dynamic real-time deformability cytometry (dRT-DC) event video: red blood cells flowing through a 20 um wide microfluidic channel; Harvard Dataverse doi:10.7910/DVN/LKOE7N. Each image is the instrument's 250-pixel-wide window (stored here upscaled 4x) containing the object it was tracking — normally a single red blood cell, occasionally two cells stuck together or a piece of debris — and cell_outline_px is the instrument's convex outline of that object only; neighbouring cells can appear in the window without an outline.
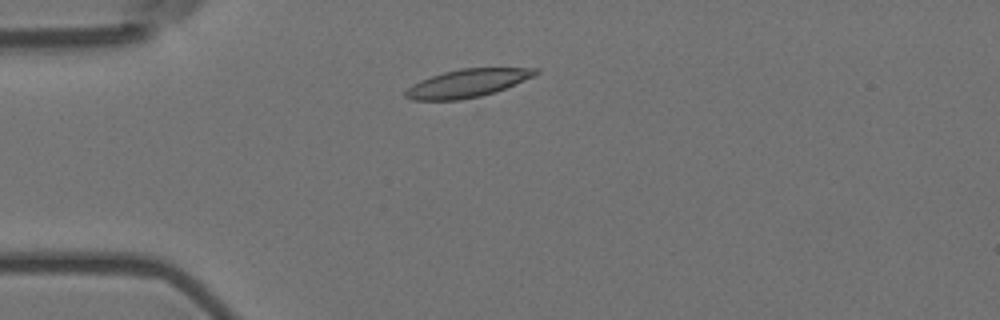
{"species": "Egyptian fruit bat (a non-hibernating species)", "species_latin": "Rousettus aegyptiacus", "temperature_condition": "room temperature", "stored_images_in_passage": 6, "camera_frame_rate_fps": 3000, "um_per_image_px": 0.085, "animal": {"sex": "female"}, "frame": {"image": 1, "passage_image": 3, "time_ms": 0.667, "image_size_px": [1000, 320], "cell_outline_px": [[540, 72], [536, 76], [496, 92], [480, 96], [460, 100], [412, 100], [404, 96], [404, 92], [412, 84], [420, 80], [444, 72], [460, 68], [540, 68]], "centroid_in_image_um": [39.76, 7.07], "position_along_channel_um": 45.2, "area_um2": 21.39}}
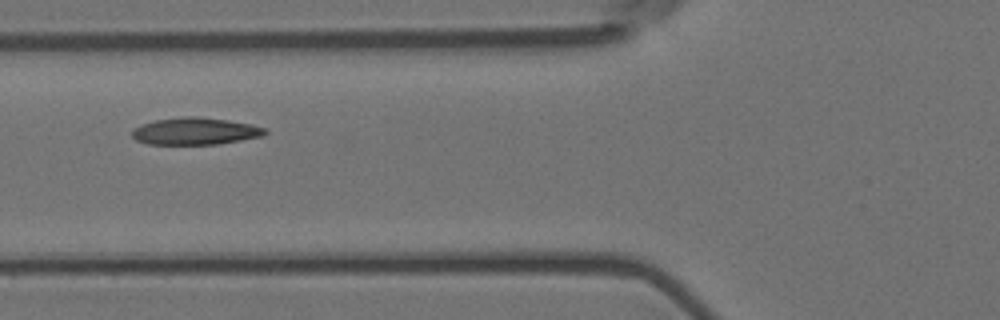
{"frame": {"image": 2, "passage_image": 5, "time_ms": 1.333, "image_size_px": [1000, 320], "cell_outline_px": [[268, 132], [260, 136], [220, 144], [148, 144], [136, 140], [132, 136], [132, 128], [140, 124], [156, 120], [184, 116], [196, 116], [228, 120], [252, 124], [268, 128]], "centroid_in_image_um": [16.59, 11.14], "position_along_channel_um": 109.2, "area_um2": 21.1}}
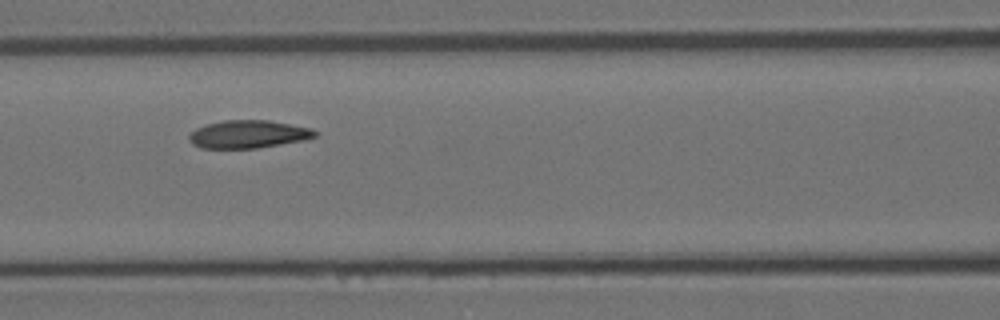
{"frame": {"image": 3, "passage_image": 6, "time_ms": 1.667, "image_size_px": [1000, 320], "cell_outline_px": [[316, 136], [304, 140], [256, 148], [200, 148], [192, 144], [188, 140], [188, 136], [196, 128], [208, 124], [224, 120], [268, 120], [312, 128], [316, 132]], "centroid_in_image_um": [21.08, 11.41], "position_along_channel_um": 145.5, "area_um2": 20.35}}